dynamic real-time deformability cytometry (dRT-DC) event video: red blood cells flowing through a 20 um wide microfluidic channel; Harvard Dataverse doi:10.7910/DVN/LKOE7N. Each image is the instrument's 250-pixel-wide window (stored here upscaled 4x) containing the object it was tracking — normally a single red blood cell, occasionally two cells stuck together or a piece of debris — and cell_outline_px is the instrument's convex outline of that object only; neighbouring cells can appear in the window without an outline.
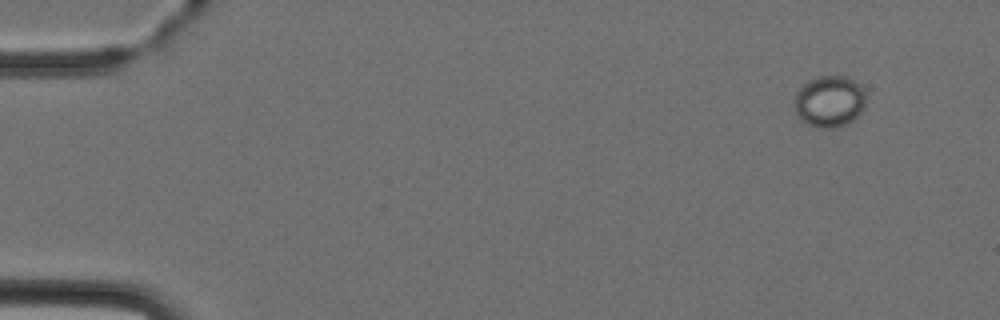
{"species": "Egyptian fruit bat (a non-hibernating species)", "species_latin": "Rousettus aegyptiacus", "temperature_condition": "cold", "stored_images_in_passage": 4, "camera_frame_rate_fps": 3000, "um_per_image_px": 0.085, "animal": {"sex": "female"}, "frame": {"image": 1, "passage_image": 1, "time_ms": 0.0, "image_size_px": [1000, 320], "cell_outline_px": [[864, 108], [848, 124], [836, 128], [820, 128], [808, 124], [796, 112], [796, 92], [808, 80], [820, 76], [844, 76], [860, 84], [864, 92]], "centroid_in_image_um": [70.52, 8.62], "position_along_channel_um": 14.5, "area_um2": 21.1}}
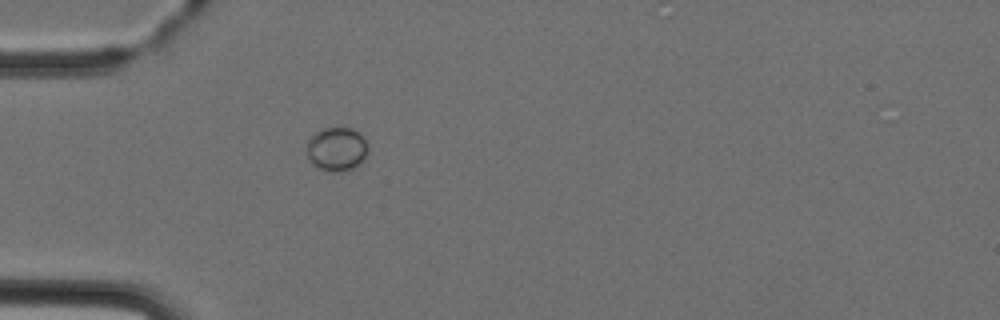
{"frame": {"image": 2, "passage_image": 4, "time_ms": 3.667, "image_size_px": [1000, 320], "cell_outline_px": [[368, 152], [364, 160], [360, 164], [352, 168], [336, 172], [332, 172], [320, 168], [312, 164], [308, 156], [308, 140], [316, 132], [324, 128], [352, 128], [360, 132], [368, 148]], "centroid_in_image_um": [28.65, 12.67], "position_along_channel_um": 56.4, "area_um2": 15.49}}